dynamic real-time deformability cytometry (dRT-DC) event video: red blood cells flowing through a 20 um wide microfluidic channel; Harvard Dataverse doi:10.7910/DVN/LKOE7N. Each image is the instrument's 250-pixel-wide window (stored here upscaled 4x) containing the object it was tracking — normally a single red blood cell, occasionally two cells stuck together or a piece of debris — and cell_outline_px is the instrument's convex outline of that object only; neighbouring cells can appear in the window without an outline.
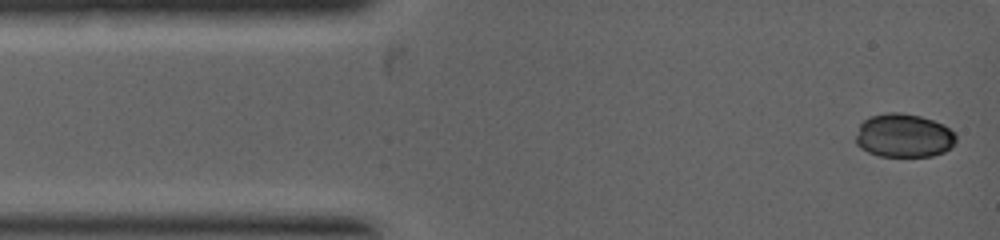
{"species": "common noctule bat (a hibernating species)", "species_latin": "Nyctalus noctula", "temperature_condition": "warm", "stored_images_in_passage": 29, "segment_of_instrument_passage": [1, 2], "camera_frame_rate_fps": 5000, "um_per_image_px": 0.085, "animal": {"sex": "female", "body_mass_g": 19.0, "forearm_length_mm": 53.3}, "frame": {"image": 1, "passage_image": 1, "time_ms": 0.0, "image_size_px": [1000, 240], "cell_outline_px": [[956, 140], [944, 152], [932, 156], [880, 156], [868, 152], [860, 148], [856, 144], [856, 136], [860, 124], [868, 116], [888, 112], [900, 112], [920, 116], [944, 124], [956, 136]], "centroid_in_image_um": [76.78, 11.52], "position_along_channel_um": 8.2, "area_um2": 25.43}}
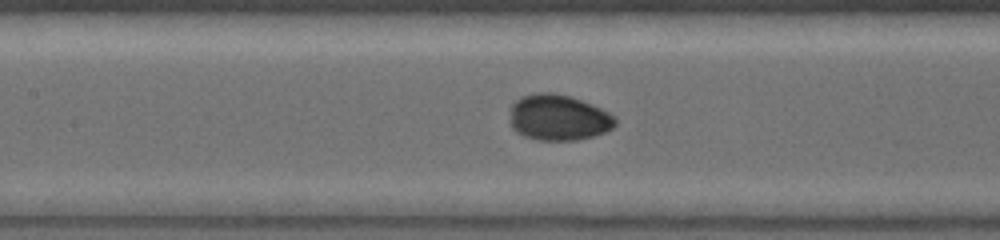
{"frame": {"image": 2, "passage_image": 16, "time_ms": 3.2, "image_size_px": [1000, 240], "cell_outline_px": [[616, 124], [612, 128], [604, 132], [592, 136], [576, 140], [536, 140], [524, 136], [516, 132], [512, 128], [508, 120], [512, 104], [520, 96], [536, 92], [556, 92], [572, 96], [592, 104], [616, 116]], "centroid_in_image_um": [47.43, 9.97], "position_along_channel_um": 160.0, "area_um2": 28.67}}
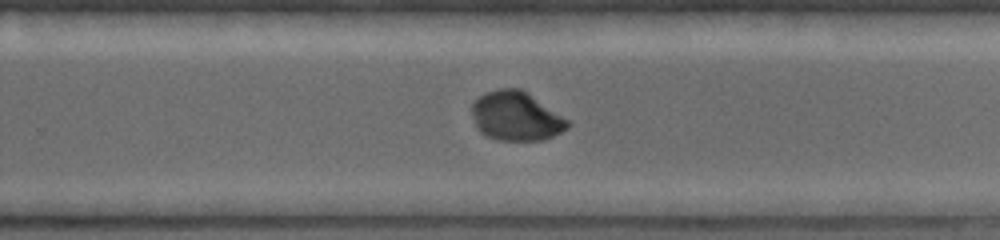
{"frame": {"image": 3, "passage_image": 25, "time_ms": 5.0, "image_size_px": [1000, 240], "cell_outline_px": [[572, 124], [568, 128], [544, 140], [500, 140], [488, 136], [480, 132], [476, 128], [472, 112], [472, 104], [480, 96], [488, 92], [500, 88], [520, 88], [528, 92], [568, 120]], "centroid_in_image_um": [43.87, 9.87], "position_along_channel_um": 285.9, "area_um2": 27.22}}